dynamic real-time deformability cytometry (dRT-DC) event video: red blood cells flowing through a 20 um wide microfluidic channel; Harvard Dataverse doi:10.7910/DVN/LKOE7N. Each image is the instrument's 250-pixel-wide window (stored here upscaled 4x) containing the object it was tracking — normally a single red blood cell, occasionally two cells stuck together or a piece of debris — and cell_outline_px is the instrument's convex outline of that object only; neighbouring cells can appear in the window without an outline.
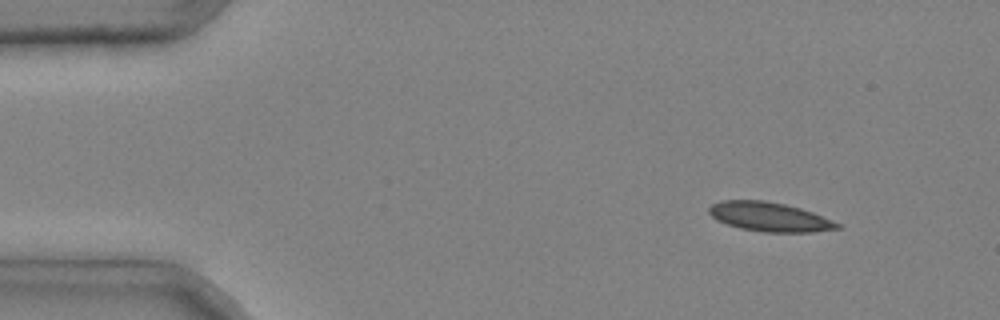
{"species": "common noctule bat (a hibernating species)", "species_latin": "Nyctalus noctula", "temperature_condition": "cold", "stored_images_in_passage": 6, "camera_frame_rate_fps": 3000, "um_per_image_px": 0.085, "animal": {"sex": "male", "body_mass_g": 20.4}, "frame": {"image": 1, "passage_image": 2, "time_ms": 0.333, "image_size_px": [1000, 320], "cell_outline_px": [[840, 228], [812, 232], [764, 232], [740, 228], [716, 220], [708, 212], [708, 208], [712, 204], [720, 200], [764, 200], [784, 204], [800, 208], [812, 212], [840, 224]], "centroid_in_image_um": [65.36, 18.42], "position_along_channel_um": 19.6, "area_um2": 21.68}}